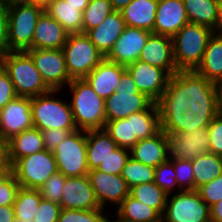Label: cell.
I'll return each mask as SVG.
<instances>
[{"mask_svg": "<svg viewBox=\"0 0 222 222\" xmlns=\"http://www.w3.org/2000/svg\"><path fill=\"white\" fill-rule=\"evenodd\" d=\"M51 0H29V4H39L45 7Z\"/></svg>", "mask_w": 222, "mask_h": 222, "instance_id": "6125c7cd", "label": "cell"}, {"mask_svg": "<svg viewBox=\"0 0 222 222\" xmlns=\"http://www.w3.org/2000/svg\"><path fill=\"white\" fill-rule=\"evenodd\" d=\"M154 182L167 194H173L182 189L176 181L172 160H167L155 167Z\"/></svg>", "mask_w": 222, "mask_h": 222, "instance_id": "f35d334b", "label": "cell"}, {"mask_svg": "<svg viewBox=\"0 0 222 222\" xmlns=\"http://www.w3.org/2000/svg\"><path fill=\"white\" fill-rule=\"evenodd\" d=\"M15 222H34L33 220H31V221H20V220H15Z\"/></svg>", "mask_w": 222, "mask_h": 222, "instance_id": "be15d7a7", "label": "cell"}, {"mask_svg": "<svg viewBox=\"0 0 222 222\" xmlns=\"http://www.w3.org/2000/svg\"><path fill=\"white\" fill-rule=\"evenodd\" d=\"M41 199L39 189L20 187L13 204L15 219L20 221L33 220Z\"/></svg>", "mask_w": 222, "mask_h": 222, "instance_id": "e575fe53", "label": "cell"}, {"mask_svg": "<svg viewBox=\"0 0 222 222\" xmlns=\"http://www.w3.org/2000/svg\"><path fill=\"white\" fill-rule=\"evenodd\" d=\"M13 205L0 206V222H15Z\"/></svg>", "mask_w": 222, "mask_h": 222, "instance_id": "816d5d0a", "label": "cell"}, {"mask_svg": "<svg viewBox=\"0 0 222 222\" xmlns=\"http://www.w3.org/2000/svg\"><path fill=\"white\" fill-rule=\"evenodd\" d=\"M113 219H114V217L112 219L110 218L109 222H115Z\"/></svg>", "mask_w": 222, "mask_h": 222, "instance_id": "e7e4bbea", "label": "cell"}, {"mask_svg": "<svg viewBox=\"0 0 222 222\" xmlns=\"http://www.w3.org/2000/svg\"><path fill=\"white\" fill-rule=\"evenodd\" d=\"M68 33L62 25L44 11L38 18L32 39L34 49H62Z\"/></svg>", "mask_w": 222, "mask_h": 222, "instance_id": "603a6c76", "label": "cell"}, {"mask_svg": "<svg viewBox=\"0 0 222 222\" xmlns=\"http://www.w3.org/2000/svg\"><path fill=\"white\" fill-rule=\"evenodd\" d=\"M118 145L111 139L105 129L86 131L87 166L89 171L99 167Z\"/></svg>", "mask_w": 222, "mask_h": 222, "instance_id": "83f0119b", "label": "cell"}, {"mask_svg": "<svg viewBox=\"0 0 222 222\" xmlns=\"http://www.w3.org/2000/svg\"><path fill=\"white\" fill-rule=\"evenodd\" d=\"M6 158L5 142L0 139V163Z\"/></svg>", "mask_w": 222, "mask_h": 222, "instance_id": "91938a15", "label": "cell"}, {"mask_svg": "<svg viewBox=\"0 0 222 222\" xmlns=\"http://www.w3.org/2000/svg\"><path fill=\"white\" fill-rule=\"evenodd\" d=\"M213 33L209 27L188 22L172 37L173 58L178 71L197 69Z\"/></svg>", "mask_w": 222, "mask_h": 222, "instance_id": "3957f363", "label": "cell"}, {"mask_svg": "<svg viewBox=\"0 0 222 222\" xmlns=\"http://www.w3.org/2000/svg\"><path fill=\"white\" fill-rule=\"evenodd\" d=\"M140 92L156 102L165 91L170 75L156 66L137 60L126 66Z\"/></svg>", "mask_w": 222, "mask_h": 222, "instance_id": "2e32d148", "label": "cell"}, {"mask_svg": "<svg viewBox=\"0 0 222 222\" xmlns=\"http://www.w3.org/2000/svg\"><path fill=\"white\" fill-rule=\"evenodd\" d=\"M126 66L111 62L104 58L85 79L92 86L93 90L104 100L116 92Z\"/></svg>", "mask_w": 222, "mask_h": 222, "instance_id": "44dd1931", "label": "cell"}, {"mask_svg": "<svg viewBox=\"0 0 222 222\" xmlns=\"http://www.w3.org/2000/svg\"><path fill=\"white\" fill-rule=\"evenodd\" d=\"M155 168L147 166L131 157L122 169L121 176L125 179L129 189L143 183L154 182Z\"/></svg>", "mask_w": 222, "mask_h": 222, "instance_id": "74e56055", "label": "cell"}, {"mask_svg": "<svg viewBox=\"0 0 222 222\" xmlns=\"http://www.w3.org/2000/svg\"><path fill=\"white\" fill-rule=\"evenodd\" d=\"M113 11L110 0H90L82 15V33L97 27Z\"/></svg>", "mask_w": 222, "mask_h": 222, "instance_id": "8d00e7d4", "label": "cell"}, {"mask_svg": "<svg viewBox=\"0 0 222 222\" xmlns=\"http://www.w3.org/2000/svg\"><path fill=\"white\" fill-rule=\"evenodd\" d=\"M168 135L160 130L153 137L141 139L130 149V157L151 167L168 160L167 158Z\"/></svg>", "mask_w": 222, "mask_h": 222, "instance_id": "cb8c5ba5", "label": "cell"}, {"mask_svg": "<svg viewBox=\"0 0 222 222\" xmlns=\"http://www.w3.org/2000/svg\"><path fill=\"white\" fill-rule=\"evenodd\" d=\"M133 135L141 139H147L157 134L160 129V119L156 102H153L146 110L132 114Z\"/></svg>", "mask_w": 222, "mask_h": 222, "instance_id": "d6a6232c", "label": "cell"}, {"mask_svg": "<svg viewBox=\"0 0 222 222\" xmlns=\"http://www.w3.org/2000/svg\"><path fill=\"white\" fill-rule=\"evenodd\" d=\"M6 159L13 165L18 159L45 150L42 132L32 127L5 142Z\"/></svg>", "mask_w": 222, "mask_h": 222, "instance_id": "d4e9b609", "label": "cell"}, {"mask_svg": "<svg viewBox=\"0 0 222 222\" xmlns=\"http://www.w3.org/2000/svg\"><path fill=\"white\" fill-rule=\"evenodd\" d=\"M188 22L183 0H158L154 34L172 38Z\"/></svg>", "mask_w": 222, "mask_h": 222, "instance_id": "d6986e66", "label": "cell"}, {"mask_svg": "<svg viewBox=\"0 0 222 222\" xmlns=\"http://www.w3.org/2000/svg\"><path fill=\"white\" fill-rule=\"evenodd\" d=\"M0 65L10 77L17 96L31 98L51 90L26 51H9L0 59Z\"/></svg>", "mask_w": 222, "mask_h": 222, "instance_id": "277c9868", "label": "cell"}, {"mask_svg": "<svg viewBox=\"0 0 222 222\" xmlns=\"http://www.w3.org/2000/svg\"><path fill=\"white\" fill-rule=\"evenodd\" d=\"M7 9L9 51L32 49V39L38 18L45 11L39 4H17Z\"/></svg>", "mask_w": 222, "mask_h": 222, "instance_id": "52a82bcc", "label": "cell"}, {"mask_svg": "<svg viewBox=\"0 0 222 222\" xmlns=\"http://www.w3.org/2000/svg\"><path fill=\"white\" fill-rule=\"evenodd\" d=\"M195 190L222 173V156L207 152L192 160Z\"/></svg>", "mask_w": 222, "mask_h": 222, "instance_id": "4dcf8cb0", "label": "cell"}, {"mask_svg": "<svg viewBox=\"0 0 222 222\" xmlns=\"http://www.w3.org/2000/svg\"><path fill=\"white\" fill-rule=\"evenodd\" d=\"M64 1H66L68 4L72 6L79 7V10H81L82 12L85 10V8L90 2V0H64Z\"/></svg>", "mask_w": 222, "mask_h": 222, "instance_id": "6f0895ef", "label": "cell"}, {"mask_svg": "<svg viewBox=\"0 0 222 222\" xmlns=\"http://www.w3.org/2000/svg\"><path fill=\"white\" fill-rule=\"evenodd\" d=\"M129 157V149L118 147L104 161L101 162L97 170L112 175H121L122 169L125 167Z\"/></svg>", "mask_w": 222, "mask_h": 222, "instance_id": "60d3db41", "label": "cell"}, {"mask_svg": "<svg viewBox=\"0 0 222 222\" xmlns=\"http://www.w3.org/2000/svg\"><path fill=\"white\" fill-rule=\"evenodd\" d=\"M87 176L102 209L108 208L109 203L110 207L111 204L117 207L129 195L130 189L121 175H112L95 169L89 171Z\"/></svg>", "mask_w": 222, "mask_h": 222, "instance_id": "9a60e30c", "label": "cell"}, {"mask_svg": "<svg viewBox=\"0 0 222 222\" xmlns=\"http://www.w3.org/2000/svg\"><path fill=\"white\" fill-rule=\"evenodd\" d=\"M62 50L71 79L85 78L105 58L84 33L68 34Z\"/></svg>", "mask_w": 222, "mask_h": 222, "instance_id": "ba28073f", "label": "cell"}, {"mask_svg": "<svg viewBox=\"0 0 222 222\" xmlns=\"http://www.w3.org/2000/svg\"><path fill=\"white\" fill-rule=\"evenodd\" d=\"M76 130H65V129H48L43 130V141H44V147L47 151H52L60 145L67 137L68 135Z\"/></svg>", "mask_w": 222, "mask_h": 222, "instance_id": "681fc988", "label": "cell"}, {"mask_svg": "<svg viewBox=\"0 0 222 222\" xmlns=\"http://www.w3.org/2000/svg\"><path fill=\"white\" fill-rule=\"evenodd\" d=\"M66 178L60 172L51 175L39 189L41 197L59 204L63 196L62 192Z\"/></svg>", "mask_w": 222, "mask_h": 222, "instance_id": "b9f144b4", "label": "cell"}, {"mask_svg": "<svg viewBox=\"0 0 222 222\" xmlns=\"http://www.w3.org/2000/svg\"><path fill=\"white\" fill-rule=\"evenodd\" d=\"M12 175V165L5 158L0 163V184L5 182Z\"/></svg>", "mask_w": 222, "mask_h": 222, "instance_id": "f5cc1de1", "label": "cell"}, {"mask_svg": "<svg viewBox=\"0 0 222 222\" xmlns=\"http://www.w3.org/2000/svg\"><path fill=\"white\" fill-rule=\"evenodd\" d=\"M58 172L65 177H80L89 172L87 166L86 131L77 129L53 150Z\"/></svg>", "mask_w": 222, "mask_h": 222, "instance_id": "30bf717a", "label": "cell"}, {"mask_svg": "<svg viewBox=\"0 0 222 222\" xmlns=\"http://www.w3.org/2000/svg\"><path fill=\"white\" fill-rule=\"evenodd\" d=\"M132 0H110L114 11H121L124 9Z\"/></svg>", "mask_w": 222, "mask_h": 222, "instance_id": "9f6ffc18", "label": "cell"}, {"mask_svg": "<svg viewBox=\"0 0 222 222\" xmlns=\"http://www.w3.org/2000/svg\"><path fill=\"white\" fill-rule=\"evenodd\" d=\"M126 27L121 11H113L101 24L89 30L86 35L97 50L106 57Z\"/></svg>", "mask_w": 222, "mask_h": 222, "instance_id": "7402d4cb", "label": "cell"}, {"mask_svg": "<svg viewBox=\"0 0 222 222\" xmlns=\"http://www.w3.org/2000/svg\"><path fill=\"white\" fill-rule=\"evenodd\" d=\"M215 33L222 35V0H217V20Z\"/></svg>", "mask_w": 222, "mask_h": 222, "instance_id": "11a10c76", "label": "cell"}, {"mask_svg": "<svg viewBox=\"0 0 222 222\" xmlns=\"http://www.w3.org/2000/svg\"><path fill=\"white\" fill-rule=\"evenodd\" d=\"M158 0H132L121 10L126 26L153 33Z\"/></svg>", "mask_w": 222, "mask_h": 222, "instance_id": "484cf974", "label": "cell"}, {"mask_svg": "<svg viewBox=\"0 0 222 222\" xmlns=\"http://www.w3.org/2000/svg\"><path fill=\"white\" fill-rule=\"evenodd\" d=\"M16 97L17 94L14 85L6 71L0 65V110Z\"/></svg>", "mask_w": 222, "mask_h": 222, "instance_id": "c3c4849f", "label": "cell"}, {"mask_svg": "<svg viewBox=\"0 0 222 222\" xmlns=\"http://www.w3.org/2000/svg\"><path fill=\"white\" fill-rule=\"evenodd\" d=\"M19 188L20 184L13 174L0 184V206L13 205Z\"/></svg>", "mask_w": 222, "mask_h": 222, "instance_id": "7dc6e473", "label": "cell"}, {"mask_svg": "<svg viewBox=\"0 0 222 222\" xmlns=\"http://www.w3.org/2000/svg\"><path fill=\"white\" fill-rule=\"evenodd\" d=\"M71 92L70 106L76 127L80 130L104 129L105 100L83 79H72L67 85Z\"/></svg>", "mask_w": 222, "mask_h": 222, "instance_id": "7a4b0ae2", "label": "cell"}, {"mask_svg": "<svg viewBox=\"0 0 222 222\" xmlns=\"http://www.w3.org/2000/svg\"><path fill=\"white\" fill-rule=\"evenodd\" d=\"M104 210L61 209L57 222H109L110 217Z\"/></svg>", "mask_w": 222, "mask_h": 222, "instance_id": "ab89813d", "label": "cell"}, {"mask_svg": "<svg viewBox=\"0 0 222 222\" xmlns=\"http://www.w3.org/2000/svg\"><path fill=\"white\" fill-rule=\"evenodd\" d=\"M210 138L209 152L222 156V115L218 113L207 127Z\"/></svg>", "mask_w": 222, "mask_h": 222, "instance_id": "f6af8a7d", "label": "cell"}, {"mask_svg": "<svg viewBox=\"0 0 222 222\" xmlns=\"http://www.w3.org/2000/svg\"><path fill=\"white\" fill-rule=\"evenodd\" d=\"M139 60L164 69L170 76L178 71L173 58V39L169 36L152 33Z\"/></svg>", "mask_w": 222, "mask_h": 222, "instance_id": "ffe728a7", "label": "cell"}, {"mask_svg": "<svg viewBox=\"0 0 222 222\" xmlns=\"http://www.w3.org/2000/svg\"><path fill=\"white\" fill-rule=\"evenodd\" d=\"M43 81L51 90H62L72 81L66 69L65 55L62 49H29Z\"/></svg>", "mask_w": 222, "mask_h": 222, "instance_id": "7c38bea8", "label": "cell"}, {"mask_svg": "<svg viewBox=\"0 0 222 222\" xmlns=\"http://www.w3.org/2000/svg\"><path fill=\"white\" fill-rule=\"evenodd\" d=\"M115 222H162V216L150 206L128 195L116 208Z\"/></svg>", "mask_w": 222, "mask_h": 222, "instance_id": "f1b7e54d", "label": "cell"}, {"mask_svg": "<svg viewBox=\"0 0 222 222\" xmlns=\"http://www.w3.org/2000/svg\"><path fill=\"white\" fill-rule=\"evenodd\" d=\"M104 129L118 147L130 150L139 142L133 135L132 114L127 118L106 122Z\"/></svg>", "mask_w": 222, "mask_h": 222, "instance_id": "d590c367", "label": "cell"}, {"mask_svg": "<svg viewBox=\"0 0 222 222\" xmlns=\"http://www.w3.org/2000/svg\"><path fill=\"white\" fill-rule=\"evenodd\" d=\"M17 4H29V0H0V5H2L5 8Z\"/></svg>", "mask_w": 222, "mask_h": 222, "instance_id": "680465c9", "label": "cell"}, {"mask_svg": "<svg viewBox=\"0 0 222 222\" xmlns=\"http://www.w3.org/2000/svg\"><path fill=\"white\" fill-rule=\"evenodd\" d=\"M34 127L31 98L17 96L0 110V139L4 142Z\"/></svg>", "mask_w": 222, "mask_h": 222, "instance_id": "5bb4252c", "label": "cell"}, {"mask_svg": "<svg viewBox=\"0 0 222 222\" xmlns=\"http://www.w3.org/2000/svg\"><path fill=\"white\" fill-rule=\"evenodd\" d=\"M211 222H222V200L210 207Z\"/></svg>", "mask_w": 222, "mask_h": 222, "instance_id": "db71d44e", "label": "cell"}, {"mask_svg": "<svg viewBox=\"0 0 222 222\" xmlns=\"http://www.w3.org/2000/svg\"><path fill=\"white\" fill-rule=\"evenodd\" d=\"M61 212L60 204L41 199L40 206L34 215V222H57Z\"/></svg>", "mask_w": 222, "mask_h": 222, "instance_id": "bcb514c9", "label": "cell"}, {"mask_svg": "<svg viewBox=\"0 0 222 222\" xmlns=\"http://www.w3.org/2000/svg\"><path fill=\"white\" fill-rule=\"evenodd\" d=\"M44 8L68 34L82 33L83 12L79 7L72 6L64 0H51Z\"/></svg>", "mask_w": 222, "mask_h": 222, "instance_id": "f546056e", "label": "cell"}, {"mask_svg": "<svg viewBox=\"0 0 222 222\" xmlns=\"http://www.w3.org/2000/svg\"><path fill=\"white\" fill-rule=\"evenodd\" d=\"M129 195L163 216L168 195L155 182L136 185L130 188Z\"/></svg>", "mask_w": 222, "mask_h": 222, "instance_id": "836d02e7", "label": "cell"}, {"mask_svg": "<svg viewBox=\"0 0 222 222\" xmlns=\"http://www.w3.org/2000/svg\"><path fill=\"white\" fill-rule=\"evenodd\" d=\"M188 21L211 28L215 33L217 0H183Z\"/></svg>", "mask_w": 222, "mask_h": 222, "instance_id": "1f68e13d", "label": "cell"}, {"mask_svg": "<svg viewBox=\"0 0 222 222\" xmlns=\"http://www.w3.org/2000/svg\"><path fill=\"white\" fill-rule=\"evenodd\" d=\"M61 91L50 90L45 94L31 97V113L35 128L40 131L58 128L78 129L74 123L69 101L58 98L59 95H62Z\"/></svg>", "mask_w": 222, "mask_h": 222, "instance_id": "5b68a950", "label": "cell"}, {"mask_svg": "<svg viewBox=\"0 0 222 222\" xmlns=\"http://www.w3.org/2000/svg\"><path fill=\"white\" fill-rule=\"evenodd\" d=\"M58 172L52 151L42 150L18 159L12 165V174L20 187L40 189L44 182Z\"/></svg>", "mask_w": 222, "mask_h": 222, "instance_id": "8fae6325", "label": "cell"}, {"mask_svg": "<svg viewBox=\"0 0 222 222\" xmlns=\"http://www.w3.org/2000/svg\"><path fill=\"white\" fill-rule=\"evenodd\" d=\"M60 201L61 209L95 210L102 209L87 175L67 177Z\"/></svg>", "mask_w": 222, "mask_h": 222, "instance_id": "ac0fdd59", "label": "cell"}, {"mask_svg": "<svg viewBox=\"0 0 222 222\" xmlns=\"http://www.w3.org/2000/svg\"><path fill=\"white\" fill-rule=\"evenodd\" d=\"M154 101L140 92L126 69L114 92L105 100L106 121L119 120L131 114L146 110Z\"/></svg>", "mask_w": 222, "mask_h": 222, "instance_id": "8992f818", "label": "cell"}, {"mask_svg": "<svg viewBox=\"0 0 222 222\" xmlns=\"http://www.w3.org/2000/svg\"><path fill=\"white\" fill-rule=\"evenodd\" d=\"M196 191L209 207L215 205L222 200V173L209 183L200 186Z\"/></svg>", "mask_w": 222, "mask_h": 222, "instance_id": "ee69618b", "label": "cell"}, {"mask_svg": "<svg viewBox=\"0 0 222 222\" xmlns=\"http://www.w3.org/2000/svg\"><path fill=\"white\" fill-rule=\"evenodd\" d=\"M160 129L193 132L208 127L219 113L218 85L193 71H177L156 101Z\"/></svg>", "mask_w": 222, "mask_h": 222, "instance_id": "6da1fadb", "label": "cell"}, {"mask_svg": "<svg viewBox=\"0 0 222 222\" xmlns=\"http://www.w3.org/2000/svg\"><path fill=\"white\" fill-rule=\"evenodd\" d=\"M7 9L0 5V59L9 52Z\"/></svg>", "mask_w": 222, "mask_h": 222, "instance_id": "f907efd6", "label": "cell"}, {"mask_svg": "<svg viewBox=\"0 0 222 222\" xmlns=\"http://www.w3.org/2000/svg\"><path fill=\"white\" fill-rule=\"evenodd\" d=\"M151 34L150 31L144 29L126 26L105 58L123 66L134 63L139 60L142 49Z\"/></svg>", "mask_w": 222, "mask_h": 222, "instance_id": "e0dca14e", "label": "cell"}, {"mask_svg": "<svg viewBox=\"0 0 222 222\" xmlns=\"http://www.w3.org/2000/svg\"><path fill=\"white\" fill-rule=\"evenodd\" d=\"M168 160H194L209 152L210 138L207 127L197 128L193 132H165Z\"/></svg>", "mask_w": 222, "mask_h": 222, "instance_id": "4fadbf2b", "label": "cell"}, {"mask_svg": "<svg viewBox=\"0 0 222 222\" xmlns=\"http://www.w3.org/2000/svg\"><path fill=\"white\" fill-rule=\"evenodd\" d=\"M162 222H211L210 207L196 190L169 194Z\"/></svg>", "mask_w": 222, "mask_h": 222, "instance_id": "9c48e42d", "label": "cell"}, {"mask_svg": "<svg viewBox=\"0 0 222 222\" xmlns=\"http://www.w3.org/2000/svg\"><path fill=\"white\" fill-rule=\"evenodd\" d=\"M176 181L182 190H195L192 161L187 159L172 160Z\"/></svg>", "mask_w": 222, "mask_h": 222, "instance_id": "7bdbcfd3", "label": "cell"}, {"mask_svg": "<svg viewBox=\"0 0 222 222\" xmlns=\"http://www.w3.org/2000/svg\"><path fill=\"white\" fill-rule=\"evenodd\" d=\"M219 113L222 115V84L218 85Z\"/></svg>", "mask_w": 222, "mask_h": 222, "instance_id": "94428289", "label": "cell"}, {"mask_svg": "<svg viewBox=\"0 0 222 222\" xmlns=\"http://www.w3.org/2000/svg\"><path fill=\"white\" fill-rule=\"evenodd\" d=\"M195 71L214 84H222V35L213 33Z\"/></svg>", "mask_w": 222, "mask_h": 222, "instance_id": "4316f807", "label": "cell"}]
</instances>
